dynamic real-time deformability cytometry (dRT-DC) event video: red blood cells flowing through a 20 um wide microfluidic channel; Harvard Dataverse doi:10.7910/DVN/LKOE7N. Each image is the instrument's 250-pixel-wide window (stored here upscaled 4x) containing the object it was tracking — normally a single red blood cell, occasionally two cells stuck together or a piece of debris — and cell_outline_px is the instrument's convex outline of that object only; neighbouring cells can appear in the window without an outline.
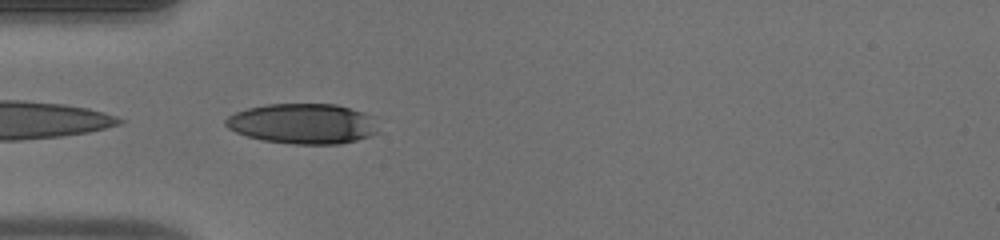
{"species": "human", "species_latin": "Homo sapiens", "temperature_condition": "warm", "stored_images_in_passage": 33, "camera_frame_rate_fps": 3000, "um_per_image_px": 0.085, "donor": {"sex": "male"}, "frame": {"image": 1, "passage_image": 1, "time_ms": 0.0, "image_size_px": [1000, 240], "cell_outline_px": [[376, 132], [368, 136], [356, 140], [340, 144], [292, 144], [260, 140], [236, 132], [228, 128], [224, 124], [224, 120], [228, 116], [236, 112], [248, 108], [268, 104], [336, 104], [364, 112], [372, 116]], "centroid_in_image_um": [25.7, 10.51], "position_along_channel_um": 59.3, "area_um2": 35.66}}
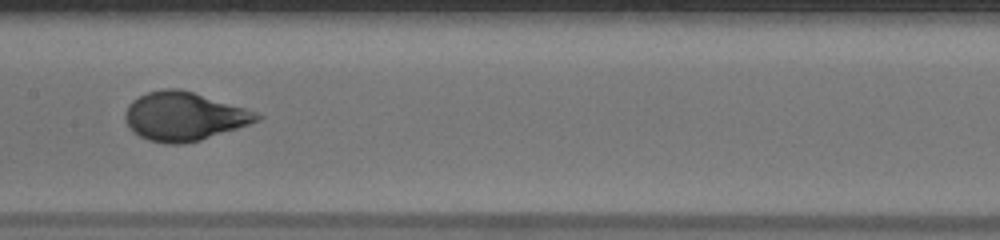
{"frame": {"image": 2, "passage_image": 11, "time_ms": 3.333, "image_size_px": [1000, 240], "cell_outline_px": [[264, 116], [260, 120], [200, 140], [184, 144], [164, 144], [148, 140], [132, 132], [124, 120], [124, 112], [128, 104], [132, 100], [148, 92], [164, 88], [180, 88], [244, 108], [256, 112]], "centroid_in_image_um": [15.58, 9.89], "position_along_channel_um": 191.8, "area_um2": 37.22}}
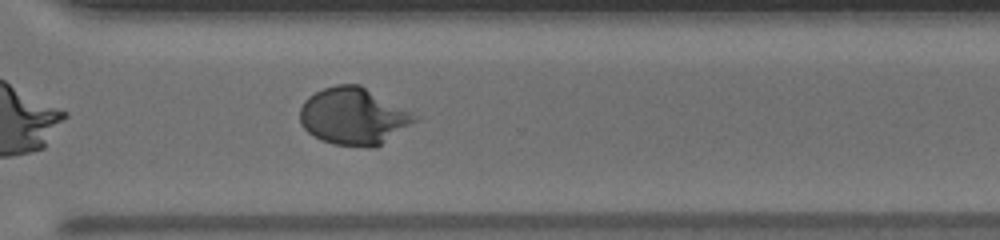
{"frame": {"image": 3, "passage_image": 22, "time_ms": 7.0, "image_size_px": [1000, 240], "cell_outline_px": [[420, 116], [416, 120], [376, 148], [368, 148], [332, 144], [320, 140], [308, 132], [300, 124], [300, 108], [304, 100], [308, 96], [324, 88], [336, 84], [360, 84]], "centroid_in_image_um": [30.03, 9.89], "position_along_channel_um": 340.6, "area_um2": 38.32}, "authors_computed_cell_mechanics": {"area_um2": 37.1654, "velocity_mm_per_s": 4.0716, "shape_relaxation_time_tau1_ms": 4.364, "shape_relaxation_time_tau2_ms": null, "deformation_change_tau1": 0.2262, "deformation_change_tau2": null}}